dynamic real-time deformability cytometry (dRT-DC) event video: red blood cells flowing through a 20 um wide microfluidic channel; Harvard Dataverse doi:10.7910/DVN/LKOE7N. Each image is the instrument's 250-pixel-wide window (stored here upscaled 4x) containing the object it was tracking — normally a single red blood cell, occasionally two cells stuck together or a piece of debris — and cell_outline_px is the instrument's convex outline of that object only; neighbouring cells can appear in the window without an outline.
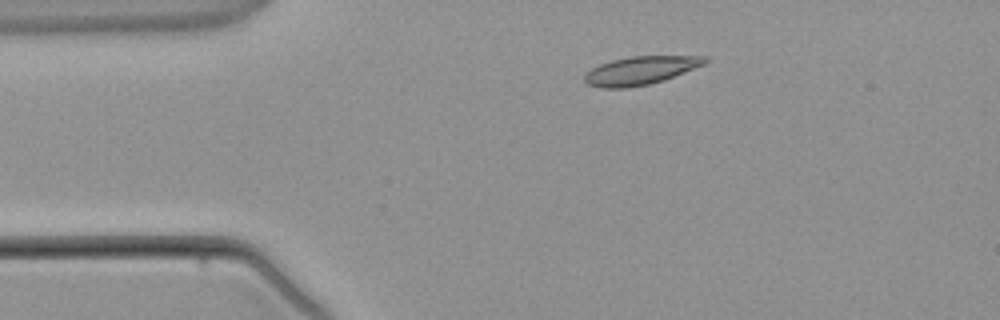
{"species": "common noctule bat (a hibernating species)", "species_latin": "Nyctalus noctula", "temperature_condition": "warm", "stored_images_in_passage": 3, "camera_frame_rate_fps": 3000, "um_per_image_px": 0.085, "animal": {"sex": "male", "body_mass_g": 21.5, "forearm_length_mm": 52.0}, "frame": {"image": 1, "passage_image": 2, "time_ms": 1.333, "image_size_px": [1000, 320], "cell_outline_px": [[708, 60], [704, 64], [664, 80], [648, 84], [624, 88], [600, 88], [588, 84], [584, 80], [584, 76], [592, 68], [600, 64], [612, 60], [632, 56], [704, 56]], "centroid_in_image_um": [54.42, 5.99], "position_along_channel_um": 30.6, "area_um2": 19.54}}